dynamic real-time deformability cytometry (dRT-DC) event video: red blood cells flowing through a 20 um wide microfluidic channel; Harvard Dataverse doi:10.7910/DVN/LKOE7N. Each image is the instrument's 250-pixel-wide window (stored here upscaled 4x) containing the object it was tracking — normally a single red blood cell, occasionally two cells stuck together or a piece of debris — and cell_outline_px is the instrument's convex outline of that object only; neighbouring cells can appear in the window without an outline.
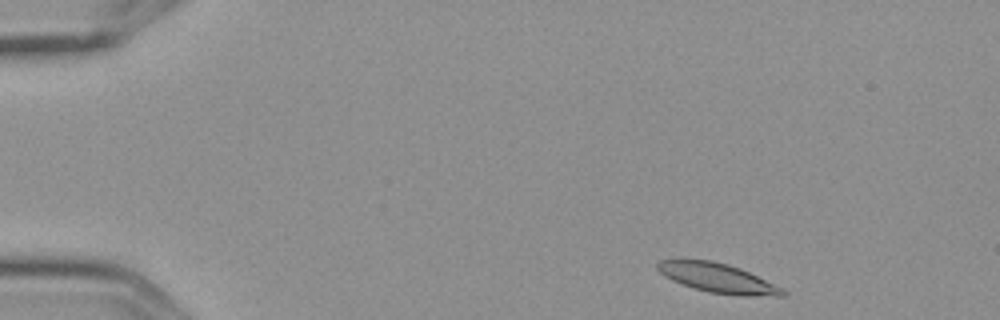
{"species": "Egyptian fruit bat (a non-hibernating species)", "species_latin": "Rousettus aegyptiacus", "temperature_condition": "cold", "stored_images_in_passage": 4, "camera_frame_rate_fps": 3000, "um_per_image_px": 0.085, "frame": {"image": 1, "passage_image": 1, "time_ms": 0.0, "image_size_px": [1000, 320], "cell_outline_px": [[788, 292], [784, 296], [740, 296], [708, 292], [672, 280], [664, 276], [656, 268], [656, 264], [660, 260], [676, 256], [684, 256], [712, 260], [728, 264], [740, 268], [784, 288]], "centroid_in_image_um": [60.95, 23.58], "position_along_channel_um": 24.1, "area_um2": 22.25}}